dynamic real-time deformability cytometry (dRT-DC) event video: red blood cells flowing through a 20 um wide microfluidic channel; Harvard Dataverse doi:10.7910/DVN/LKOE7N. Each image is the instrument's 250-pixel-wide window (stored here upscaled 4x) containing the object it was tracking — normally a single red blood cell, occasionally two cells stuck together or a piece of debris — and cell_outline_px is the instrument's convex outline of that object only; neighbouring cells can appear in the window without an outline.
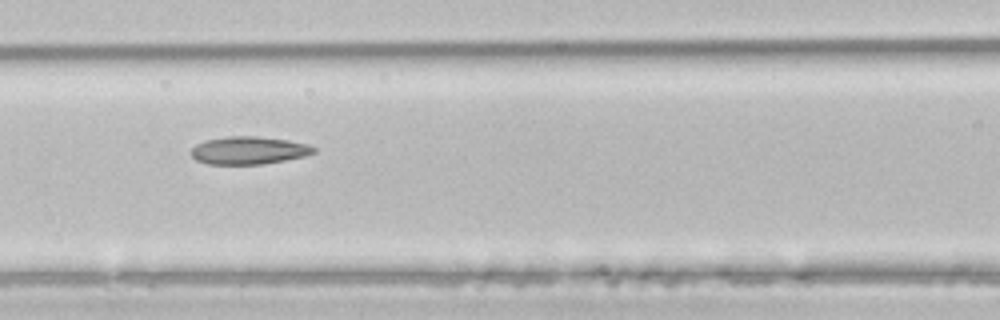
{"species": "common noctule bat (a hibernating species)", "species_latin": "Nyctalus noctula", "temperature_condition": "room temperature", "stored_images_in_passage": 7, "camera_frame_rate_fps": 3000, "um_per_image_px": 0.085, "animal": {"sex": "male", "body_mass_g": 21.5, "forearm_length_mm": 52.0}, "frame": {"image": 1, "passage_image": 5, "time_ms": 1.333, "image_size_px": [1000, 320], "cell_outline_px": [[316, 152], [304, 156], [284, 160], [260, 164], [208, 164], [196, 160], [188, 152], [196, 144], [204, 140], [228, 136], [256, 136], [288, 140], [308, 144], [316, 148]], "centroid_in_image_um": [21.11, 12.77], "position_along_channel_um": 145.5, "area_um2": 19.88}}
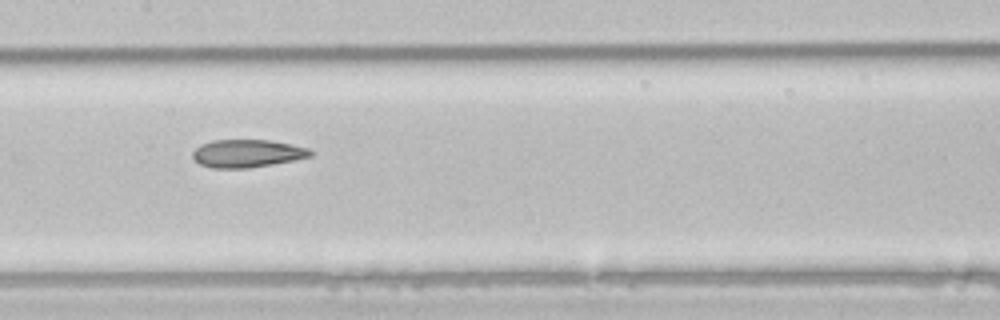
{"frame": {"image": 2, "passage_image": 6, "time_ms": 1.667, "image_size_px": [1000, 320], "cell_outline_px": [[312, 156], [272, 164], [248, 168], [212, 168], [200, 164], [192, 156], [192, 152], [200, 144], [212, 140], [268, 140], [292, 144], [308, 148], [312, 152]], "centroid_in_image_um": [20.99, 13.04], "position_along_channel_um": 186.4, "area_um2": 19.02}}
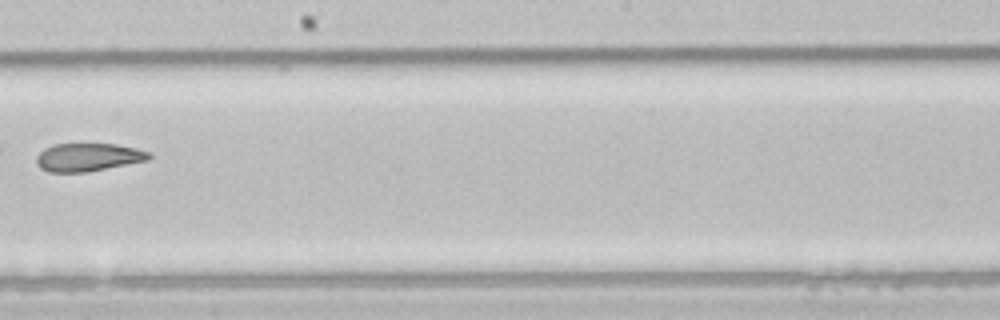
{"frame": {"image": 3, "passage_image": 7, "time_ms": 2.0, "image_size_px": [1000, 320], "cell_outline_px": [[152, 156], [148, 160], [88, 172], [48, 172], [40, 168], [36, 164], [36, 156], [44, 148], [52, 144], [116, 144], [136, 148], [148, 152]], "centroid_in_image_um": [7.45, 13.36], "position_along_channel_um": 240.7, "area_um2": 18.5}}